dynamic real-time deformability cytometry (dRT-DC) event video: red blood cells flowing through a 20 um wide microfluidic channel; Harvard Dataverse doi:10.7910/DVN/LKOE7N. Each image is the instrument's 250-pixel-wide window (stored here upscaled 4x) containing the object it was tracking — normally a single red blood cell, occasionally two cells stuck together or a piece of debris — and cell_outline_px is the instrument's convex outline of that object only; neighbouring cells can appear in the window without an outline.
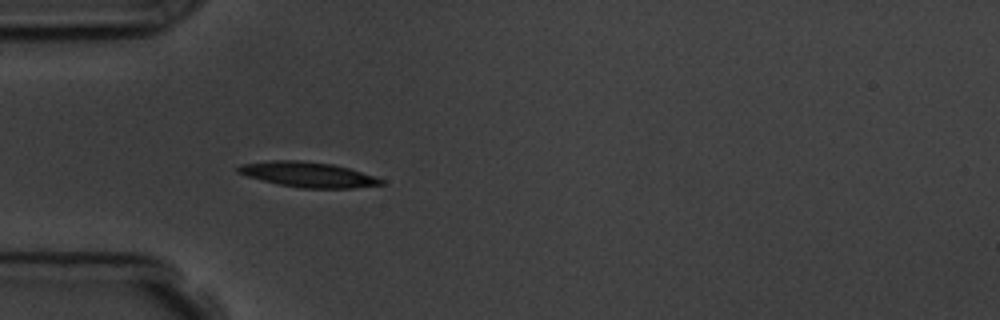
{"species": "common noctule bat (a hibernating species)", "species_latin": "Nyctalus noctula", "temperature_condition": "room temperature", "stored_images_in_passage": 41, "camera_frame_rate_fps": 3000, "um_per_image_px": 0.085, "animal": {"sex": "male", "body_mass_g": 19.5, "forearm_length_mm": 54.6}, "frame": {"image": 1, "passage_image": 1, "time_ms": 0.0, "image_size_px": [1000, 320], "cell_outline_px": [[384, 184], [352, 188], [300, 188], [280, 184], [248, 176], [236, 172], [236, 168], [240, 164], [272, 160], [296, 160], [332, 164], [348, 168], [384, 180]], "centroid_in_image_um": [26.15, 14.83], "position_along_channel_um": 58.9, "area_um2": 20.63}}
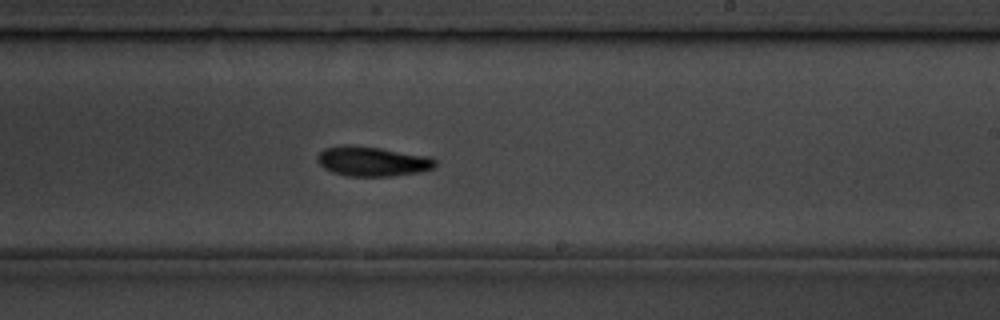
{"frame": {"image": 2, "passage_image": 18, "time_ms": 5.667, "image_size_px": [1000, 320], "cell_outline_px": [[436, 164], [432, 168], [420, 172], [392, 176], [348, 176], [332, 172], [324, 168], [316, 160], [316, 156], [324, 148], [344, 144], [380, 148], [432, 156], [436, 160]], "centroid_in_image_um": [31.65, 13.71], "position_along_channel_um": 257.4, "area_um2": 20.58}}
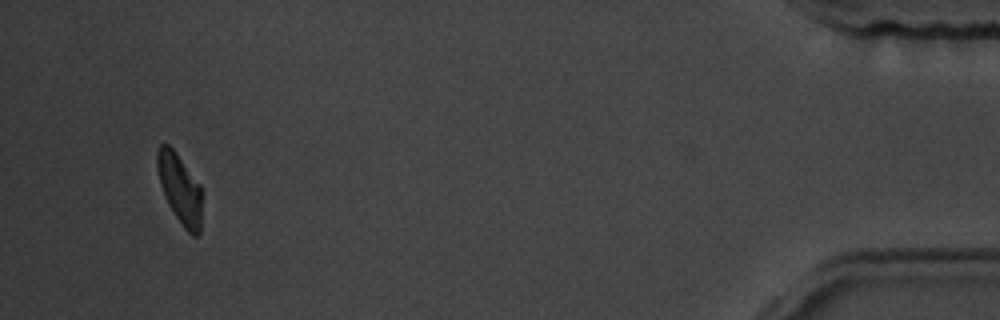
{"frame": {"image": 3, "passage_image": 38, "time_ms": 12.333, "image_size_px": [1000, 320], "cell_outline_px": [[200, 232], [196, 236], [192, 236], [184, 228], [168, 204], [160, 184], [156, 164], [156, 152], [160, 144], [168, 144], [172, 148], [200, 184]], "centroid_in_image_um": [15.25, 16.02], "position_along_channel_um": 419.9, "area_um2": 17.8}, "authors_computed_cell_mechanics": {"area_um2": 20.0566, "velocity_mm_per_s": 3.5843, "shape_relaxation_time_tau1_ms": 3.6605, "shape_relaxation_time_tau2_ms": null, "deformation_change_tau1": 0.1484, "deformation_change_tau2": null}}